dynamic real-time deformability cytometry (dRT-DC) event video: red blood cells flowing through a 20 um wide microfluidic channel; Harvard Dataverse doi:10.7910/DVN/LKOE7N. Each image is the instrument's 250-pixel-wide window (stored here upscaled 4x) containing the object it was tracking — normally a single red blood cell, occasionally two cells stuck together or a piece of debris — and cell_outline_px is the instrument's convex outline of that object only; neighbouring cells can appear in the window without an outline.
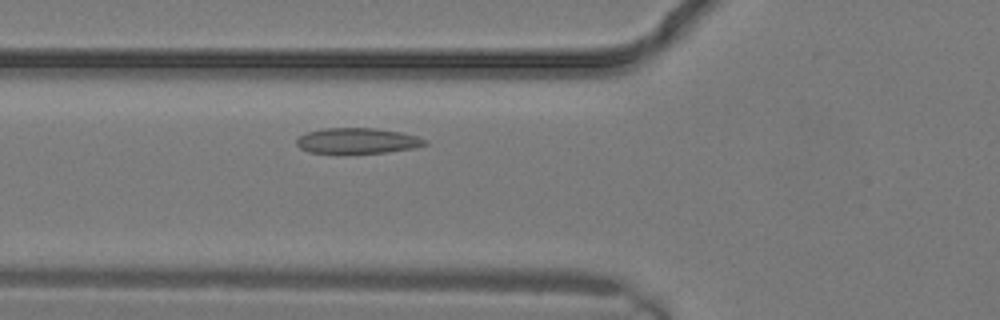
{"species": "common noctule bat (a hibernating species)", "species_latin": "Nyctalus noctula", "temperature_condition": "warm", "stored_images_in_passage": 7, "camera_frame_rate_fps": 3000, "um_per_image_px": 0.085, "animal": {"sex": "male", "body_mass_g": 19.2, "forearm_length_mm": 51.8}, "frame": {"image": 1, "passage_image": 7, "time_ms": 2.0, "image_size_px": [1000, 320], "cell_outline_px": [[428, 144], [412, 148], [384, 152], [308, 152], [300, 148], [296, 144], [296, 140], [304, 132], [324, 128], [376, 128], [400, 132], [416, 136], [428, 140]], "centroid_in_image_um": [30.36, 11.94], "position_along_channel_um": 95.4, "area_um2": 18.84}}